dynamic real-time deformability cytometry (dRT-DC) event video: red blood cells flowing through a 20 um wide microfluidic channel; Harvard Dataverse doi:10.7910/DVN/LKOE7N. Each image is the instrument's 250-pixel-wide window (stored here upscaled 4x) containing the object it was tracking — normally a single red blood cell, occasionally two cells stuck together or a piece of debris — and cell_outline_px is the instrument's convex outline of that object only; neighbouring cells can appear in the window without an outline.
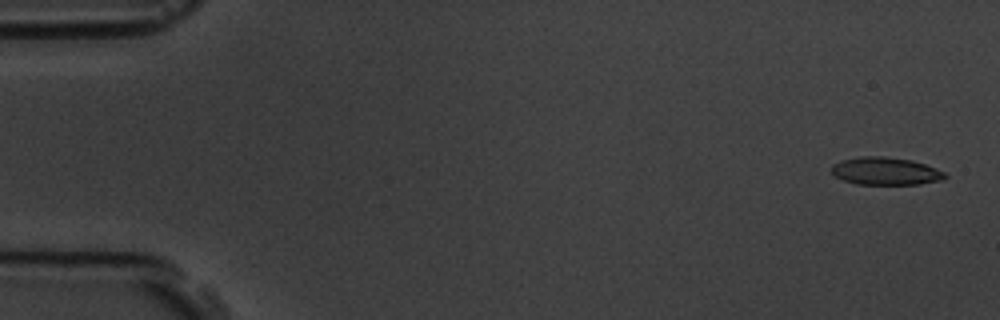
{"species": "common noctule bat (a hibernating species)", "species_latin": "Nyctalus noctula", "temperature_condition": "room temperature", "stored_images_in_passage": 5, "camera_frame_rate_fps": 3000, "um_per_image_px": 0.085, "animal": {"sex": "male", "body_mass_g": 19.5, "forearm_length_mm": 54.6}, "frame": {"image": 1, "passage_image": 1, "time_ms": 0.0, "image_size_px": [1000, 320], "cell_outline_px": [[948, 176], [944, 180], [920, 184], [856, 184], [844, 180], [836, 176], [832, 172], [832, 164], [840, 160], [860, 156], [884, 156], [912, 160], [936, 168], [944, 172]], "centroid_in_image_um": [75.29, 14.54], "position_along_channel_um": 9.7, "area_um2": 18.38}}
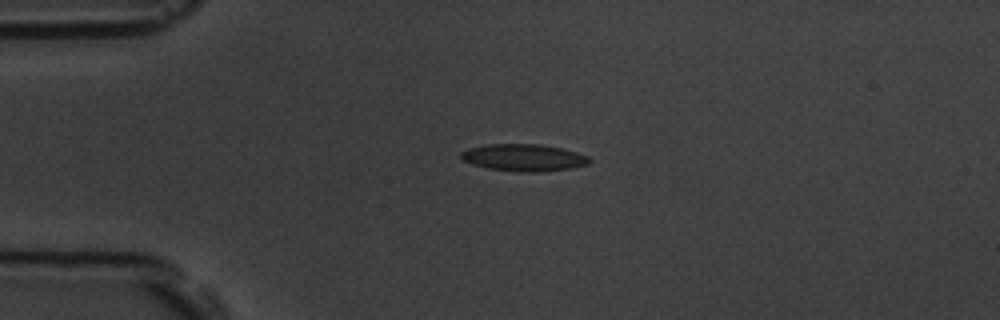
{"frame": {"image": 2, "passage_image": 4, "time_ms": 3.667, "image_size_px": [1000, 320], "cell_outline_px": [[592, 160], [588, 164], [568, 168], [540, 172], [520, 172], [488, 168], [472, 164], [460, 160], [460, 152], [468, 148], [488, 144], [540, 144], [560, 148], [576, 152], [588, 156]], "centroid_in_image_um": [44.47, 13.39], "position_along_channel_um": 40.5, "area_um2": 20.23}}